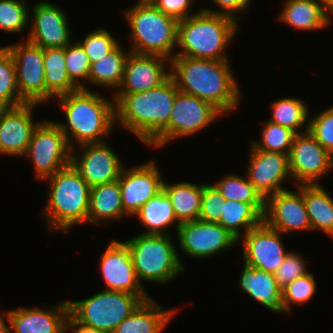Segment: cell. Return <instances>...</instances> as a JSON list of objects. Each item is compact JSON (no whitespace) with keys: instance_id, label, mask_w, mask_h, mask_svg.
Returning <instances> with one entry per match:
<instances>
[{"instance_id":"cell-1","label":"cell","mask_w":333,"mask_h":333,"mask_svg":"<svg viewBox=\"0 0 333 333\" xmlns=\"http://www.w3.org/2000/svg\"><path fill=\"white\" fill-rule=\"evenodd\" d=\"M170 65L180 92L208 101L224 114L239 105L240 89L228 60L174 56Z\"/></svg>"},{"instance_id":"cell-2","label":"cell","mask_w":333,"mask_h":333,"mask_svg":"<svg viewBox=\"0 0 333 333\" xmlns=\"http://www.w3.org/2000/svg\"><path fill=\"white\" fill-rule=\"evenodd\" d=\"M179 90L170 76L160 86L132 94H114L115 122L149 145L168 125Z\"/></svg>"},{"instance_id":"cell-3","label":"cell","mask_w":333,"mask_h":333,"mask_svg":"<svg viewBox=\"0 0 333 333\" xmlns=\"http://www.w3.org/2000/svg\"><path fill=\"white\" fill-rule=\"evenodd\" d=\"M79 89L57 97L68 124L56 122L73 149L71 134L79 145L104 142L115 125V102L107 100L98 91ZM69 125L67 128L66 126ZM70 130L68 132L67 130ZM70 133V135H69Z\"/></svg>"},{"instance_id":"cell-4","label":"cell","mask_w":333,"mask_h":333,"mask_svg":"<svg viewBox=\"0 0 333 333\" xmlns=\"http://www.w3.org/2000/svg\"><path fill=\"white\" fill-rule=\"evenodd\" d=\"M239 22L234 19L203 11L178 21L175 56L200 59L228 60L225 49L237 32Z\"/></svg>"},{"instance_id":"cell-5","label":"cell","mask_w":333,"mask_h":333,"mask_svg":"<svg viewBox=\"0 0 333 333\" xmlns=\"http://www.w3.org/2000/svg\"><path fill=\"white\" fill-rule=\"evenodd\" d=\"M49 196L44 210L51 230H67L88 220L90 187L72 164L47 178ZM66 231V232H65Z\"/></svg>"},{"instance_id":"cell-6","label":"cell","mask_w":333,"mask_h":333,"mask_svg":"<svg viewBox=\"0 0 333 333\" xmlns=\"http://www.w3.org/2000/svg\"><path fill=\"white\" fill-rule=\"evenodd\" d=\"M131 29L130 51L141 55H156L169 59L177 45L178 21L165 15L154 5H134L124 12Z\"/></svg>"},{"instance_id":"cell-7","label":"cell","mask_w":333,"mask_h":333,"mask_svg":"<svg viewBox=\"0 0 333 333\" xmlns=\"http://www.w3.org/2000/svg\"><path fill=\"white\" fill-rule=\"evenodd\" d=\"M170 234H140L124 241L132 257L139 281L168 283L184 266Z\"/></svg>"},{"instance_id":"cell-8","label":"cell","mask_w":333,"mask_h":333,"mask_svg":"<svg viewBox=\"0 0 333 333\" xmlns=\"http://www.w3.org/2000/svg\"><path fill=\"white\" fill-rule=\"evenodd\" d=\"M142 300L134 294L103 290L82 301H68L69 314L79 323L101 333H113Z\"/></svg>"},{"instance_id":"cell-9","label":"cell","mask_w":333,"mask_h":333,"mask_svg":"<svg viewBox=\"0 0 333 333\" xmlns=\"http://www.w3.org/2000/svg\"><path fill=\"white\" fill-rule=\"evenodd\" d=\"M71 148L56 122L40 121L24 156L32 158L36 179H47L71 164Z\"/></svg>"},{"instance_id":"cell-10","label":"cell","mask_w":333,"mask_h":333,"mask_svg":"<svg viewBox=\"0 0 333 333\" xmlns=\"http://www.w3.org/2000/svg\"><path fill=\"white\" fill-rule=\"evenodd\" d=\"M222 112L212 103L178 92L169 125L149 144L160 147L177 137L191 136L212 123Z\"/></svg>"},{"instance_id":"cell-11","label":"cell","mask_w":333,"mask_h":333,"mask_svg":"<svg viewBox=\"0 0 333 333\" xmlns=\"http://www.w3.org/2000/svg\"><path fill=\"white\" fill-rule=\"evenodd\" d=\"M13 57L17 86L25 103L40 104L47 101L44 76V49L26 39L25 43L5 46Z\"/></svg>"},{"instance_id":"cell-12","label":"cell","mask_w":333,"mask_h":333,"mask_svg":"<svg viewBox=\"0 0 333 333\" xmlns=\"http://www.w3.org/2000/svg\"><path fill=\"white\" fill-rule=\"evenodd\" d=\"M289 169L297 185L318 184L333 168V156L309 133L296 134L289 154Z\"/></svg>"},{"instance_id":"cell-13","label":"cell","mask_w":333,"mask_h":333,"mask_svg":"<svg viewBox=\"0 0 333 333\" xmlns=\"http://www.w3.org/2000/svg\"><path fill=\"white\" fill-rule=\"evenodd\" d=\"M177 234L182 251L197 259L221 253L238 241L219 223L199 219L180 223Z\"/></svg>"},{"instance_id":"cell-14","label":"cell","mask_w":333,"mask_h":333,"mask_svg":"<svg viewBox=\"0 0 333 333\" xmlns=\"http://www.w3.org/2000/svg\"><path fill=\"white\" fill-rule=\"evenodd\" d=\"M101 275L109 291H122L137 295L142 301L149 299L136 275L130 250L125 242L111 241L101 257Z\"/></svg>"},{"instance_id":"cell-15","label":"cell","mask_w":333,"mask_h":333,"mask_svg":"<svg viewBox=\"0 0 333 333\" xmlns=\"http://www.w3.org/2000/svg\"><path fill=\"white\" fill-rule=\"evenodd\" d=\"M80 148L84 151L77 157L71 150V164L90 188L119 179L123 166L107 141L83 144Z\"/></svg>"},{"instance_id":"cell-16","label":"cell","mask_w":333,"mask_h":333,"mask_svg":"<svg viewBox=\"0 0 333 333\" xmlns=\"http://www.w3.org/2000/svg\"><path fill=\"white\" fill-rule=\"evenodd\" d=\"M280 236L281 232L264 221L249 230L242 238L244 263L274 274L289 253L284 250Z\"/></svg>"},{"instance_id":"cell-17","label":"cell","mask_w":333,"mask_h":333,"mask_svg":"<svg viewBox=\"0 0 333 333\" xmlns=\"http://www.w3.org/2000/svg\"><path fill=\"white\" fill-rule=\"evenodd\" d=\"M297 188V192L284 190L266 199L263 221L282 234L295 230H311L303 185H298Z\"/></svg>"},{"instance_id":"cell-18","label":"cell","mask_w":333,"mask_h":333,"mask_svg":"<svg viewBox=\"0 0 333 333\" xmlns=\"http://www.w3.org/2000/svg\"><path fill=\"white\" fill-rule=\"evenodd\" d=\"M123 210L133 215L154 195L163 189V179L154 161L132 169L123 167L119 176Z\"/></svg>"},{"instance_id":"cell-19","label":"cell","mask_w":333,"mask_h":333,"mask_svg":"<svg viewBox=\"0 0 333 333\" xmlns=\"http://www.w3.org/2000/svg\"><path fill=\"white\" fill-rule=\"evenodd\" d=\"M250 151L246 177L260 194L267 199L277 192L287 190L280 184L286 177H292L288 154L258 149Z\"/></svg>"},{"instance_id":"cell-20","label":"cell","mask_w":333,"mask_h":333,"mask_svg":"<svg viewBox=\"0 0 333 333\" xmlns=\"http://www.w3.org/2000/svg\"><path fill=\"white\" fill-rule=\"evenodd\" d=\"M33 7L34 25L27 40L43 49L66 47L71 42V34L63 9L44 1Z\"/></svg>"},{"instance_id":"cell-21","label":"cell","mask_w":333,"mask_h":333,"mask_svg":"<svg viewBox=\"0 0 333 333\" xmlns=\"http://www.w3.org/2000/svg\"><path fill=\"white\" fill-rule=\"evenodd\" d=\"M167 60L161 56L131 52L126 60L122 82L114 94L138 93L160 86L170 77L171 71H165V62L170 63Z\"/></svg>"},{"instance_id":"cell-22","label":"cell","mask_w":333,"mask_h":333,"mask_svg":"<svg viewBox=\"0 0 333 333\" xmlns=\"http://www.w3.org/2000/svg\"><path fill=\"white\" fill-rule=\"evenodd\" d=\"M36 105L25 103L11 107L0 116V154L22 156L26 153L33 131L39 124L31 115Z\"/></svg>"},{"instance_id":"cell-23","label":"cell","mask_w":333,"mask_h":333,"mask_svg":"<svg viewBox=\"0 0 333 333\" xmlns=\"http://www.w3.org/2000/svg\"><path fill=\"white\" fill-rule=\"evenodd\" d=\"M53 307L50 310L38 307L8 310L4 318L13 330L10 333H65L69 316L68 301Z\"/></svg>"},{"instance_id":"cell-24","label":"cell","mask_w":333,"mask_h":333,"mask_svg":"<svg viewBox=\"0 0 333 333\" xmlns=\"http://www.w3.org/2000/svg\"><path fill=\"white\" fill-rule=\"evenodd\" d=\"M239 288L271 311L285 313L282 306V288L273 273L244 263Z\"/></svg>"},{"instance_id":"cell-25","label":"cell","mask_w":333,"mask_h":333,"mask_svg":"<svg viewBox=\"0 0 333 333\" xmlns=\"http://www.w3.org/2000/svg\"><path fill=\"white\" fill-rule=\"evenodd\" d=\"M175 313V310H163L158 303L149 298L142 301L113 333H160Z\"/></svg>"},{"instance_id":"cell-26","label":"cell","mask_w":333,"mask_h":333,"mask_svg":"<svg viewBox=\"0 0 333 333\" xmlns=\"http://www.w3.org/2000/svg\"><path fill=\"white\" fill-rule=\"evenodd\" d=\"M127 215L123 210L119 180L90 188L88 223L121 219Z\"/></svg>"},{"instance_id":"cell-27","label":"cell","mask_w":333,"mask_h":333,"mask_svg":"<svg viewBox=\"0 0 333 333\" xmlns=\"http://www.w3.org/2000/svg\"><path fill=\"white\" fill-rule=\"evenodd\" d=\"M282 9L279 19L300 30H319L331 21L318 0H287Z\"/></svg>"},{"instance_id":"cell-28","label":"cell","mask_w":333,"mask_h":333,"mask_svg":"<svg viewBox=\"0 0 333 333\" xmlns=\"http://www.w3.org/2000/svg\"><path fill=\"white\" fill-rule=\"evenodd\" d=\"M163 189L172 203L175 217L179 223L195 221L199 218L203 184L197 185L190 182L169 184L164 182Z\"/></svg>"},{"instance_id":"cell-29","label":"cell","mask_w":333,"mask_h":333,"mask_svg":"<svg viewBox=\"0 0 333 333\" xmlns=\"http://www.w3.org/2000/svg\"><path fill=\"white\" fill-rule=\"evenodd\" d=\"M134 215L138 216L142 224L148 228V231L142 234L165 235L167 234L165 229L172 223L177 224L176 231L180 225L164 189L150 198Z\"/></svg>"},{"instance_id":"cell-30","label":"cell","mask_w":333,"mask_h":333,"mask_svg":"<svg viewBox=\"0 0 333 333\" xmlns=\"http://www.w3.org/2000/svg\"><path fill=\"white\" fill-rule=\"evenodd\" d=\"M43 68L47 100L79 90L69 78L66 70L65 47L44 49Z\"/></svg>"},{"instance_id":"cell-31","label":"cell","mask_w":333,"mask_h":333,"mask_svg":"<svg viewBox=\"0 0 333 333\" xmlns=\"http://www.w3.org/2000/svg\"><path fill=\"white\" fill-rule=\"evenodd\" d=\"M311 231L322 230L333 238V198L319 184L303 185Z\"/></svg>"},{"instance_id":"cell-32","label":"cell","mask_w":333,"mask_h":333,"mask_svg":"<svg viewBox=\"0 0 333 333\" xmlns=\"http://www.w3.org/2000/svg\"><path fill=\"white\" fill-rule=\"evenodd\" d=\"M222 212L218 223L238 241L242 235L263 222V216L251 204L245 202L224 199ZM241 227H245L243 234L239 230Z\"/></svg>"},{"instance_id":"cell-33","label":"cell","mask_w":333,"mask_h":333,"mask_svg":"<svg viewBox=\"0 0 333 333\" xmlns=\"http://www.w3.org/2000/svg\"><path fill=\"white\" fill-rule=\"evenodd\" d=\"M120 44L102 59L91 63L88 81L104 87L118 89L125 71L126 60L131 53L124 52Z\"/></svg>"},{"instance_id":"cell-34","label":"cell","mask_w":333,"mask_h":333,"mask_svg":"<svg viewBox=\"0 0 333 333\" xmlns=\"http://www.w3.org/2000/svg\"><path fill=\"white\" fill-rule=\"evenodd\" d=\"M214 185L223 195L224 199L251 204L263 217L266 209V199L247 179L239 175H228Z\"/></svg>"},{"instance_id":"cell-35","label":"cell","mask_w":333,"mask_h":333,"mask_svg":"<svg viewBox=\"0 0 333 333\" xmlns=\"http://www.w3.org/2000/svg\"><path fill=\"white\" fill-rule=\"evenodd\" d=\"M272 118L268 121L289 128L296 134H299V128L305 125V132L308 131V124H305L308 118V107L303 101L297 98H282L272 103Z\"/></svg>"},{"instance_id":"cell-36","label":"cell","mask_w":333,"mask_h":333,"mask_svg":"<svg viewBox=\"0 0 333 333\" xmlns=\"http://www.w3.org/2000/svg\"><path fill=\"white\" fill-rule=\"evenodd\" d=\"M0 100L8 108L25 104L18 91L13 57L5 47H0Z\"/></svg>"},{"instance_id":"cell-37","label":"cell","mask_w":333,"mask_h":333,"mask_svg":"<svg viewBox=\"0 0 333 333\" xmlns=\"http://www.w3.org/2000/svg\"><path fill=\"white\" fill-rule=\"evenodd\" d=\"M261 143L252 141V149L289 154L296 133L271 121L265 122Z\"/></svg>"},{"instance_id":"cell-38","label":"cell","mask_w":333,"mask_h":333,"mask_svg":"<svg viewBox=\"0 0 333 333\" xmlns=\"http://www.w3.org/2000/svg\"><path fill=\"white\" fill-rule=\"evenodd\" d=\"M65 66L71 81L79 88L89 90L88 87L79 82V79L88 81L91 62L86 55L82 45L77 41L76 43H69L65 47ZM79 78V79H78ZM87 79V80H86Z\"/></svg>"},{"instance_id":"cell-39","label":"cell","mask_w":333,"mask_h":333,"mask_svg":"<svg viewBox=\"0 0 333 333\" xmlns=\"http://www.w3.org/2000/svg\"><path fill=\"white\" fill-rule=\"evenodd\" d=\"M315 291L316 282L313 274L309 272L287 284L282 288V306L285 313L290 312L292 304L301 305L309 302Z\"/></svg>"},{"instance_id":"cell-40","label":"cell","mask_w":333,"mask_h":333,"mask_svg":"<svg viewBox=\"0 0 333 333\" xmlns=\"http://www.w3.org/2000/svg\"><path fill=\"white\" fill-rule=\"evenodd\" d=\"M23 0H0V29L8 33L23 31L29 22V10Z\"/></svg>"},{"instance_id":"cell-41","label":"cell","mask_w":333,"mask_h":333,"mask_svg":"<svg viewBox=\"0 0 333 333\" xmlns=\"http://www.w3.org/2000/svg\"><path fill=\"white\" fill-rule=\"evenodd\" d=\"M82 41L79 43L91 63L102 59L119 45L118 41L106 29H96Z\"/></svg>"},{"instance_id":"cell-42","label":"cell","mask_w":333,"mask_h":333,"mask_svg":"<svg viewBox=\"0 0 333 333\" xmlns=\"http://www.w3.org/2000/svg\"><path fill=\"white\" fill-rule=\"evenodd\" d=\"M310 120L309 133L333 156V106Z\"/></svg>"},{"instance_id":"cell-43","label":"cell","mask_w":333,"mask_h":333,"mask_svg":"<svg viewBox=\"0 0 333 333\" xmlns=\"http://www.w3.org/2000/svg\"><path fill=\"white\" fill-rule=\"evenodd\" d=\"M224 197L215 185L204 184L199 220L218 223Z\"/></svg>"},{"instance_id":"cell-44","label":"cell","mask_w":333,"mask_h":333,"mask_svg":"<svg viewBox=\"0 0 333 333\" xmlns=\"http://www.w3.org/2000/svg\"><path fill=\"white\" fill-rule=\"evenodd\" d=\"M305 261L295 252H289L283 263L278 267L274 273L275 279L281 288L291 283L297 277L303 276L308 273Z\"/></svg>"},{"instance_id":"cell-45","label":"cell","mask_w":333,"mask_h":333,"mask_svg":"<svg viewBox=\"0 0 333 333\" xmlns=\"http://www.w3.org/2000/svg\"><path fill=\"white\" fill-rule=\"evenodd\" d=\"M192 1L194 0H158L154 6L165 15L180 21L192 16L188 11Z\"/></svg>"},{"instance_id":"cell-46","label":"cell","mask_w":333,"mask_h":333,"mask_svg":"<svg viewBox=\"0 0 333 333\" xmlns=\"http://www.w3.org/2000/svg\"><path fill=\"white\" fill-rule=\"evenodd\" d=\"M216 5L220 6V11H215L212 9H205L202 10L211 14H219L230 17L235 21H239L241 19L240 16L235 14L236 12L240 13L243 10L248 9L251 0H212ZM223 9V10H222ZM237 15V16H236Z\"/></svg>"},{"instance_id":"cell-47","label":"cell","mask_w":333,"mask_h":333,"mask_svg":"<svg viewBox=\"0 0 333 333\" xmlns=\"http://www.w3.org/2000/svg\"><path fill=\"white\" fill-rule=\"evenodd\" d=\"M73 329L72 333H101L95 329L77 322L70 314L66 321V329Z\"/></svg>"},{"instance_id":"cell-48","label":"cell","mask_w":333,"mask_h":333,"mask_svg":"<svg viewBox=\"0 0 333 333\" xmlns=\"http://www.w3.org/2000/svg\"><path fill=\"white\" fill-rule=\"evenodd\" d=\"M322 7L329 13L333 14V0H318Z\"/></svg>"},{"instance_id":"cell-49","label":"cell","mask_w":333,"mask_h":333,"mask_svg":"<svg viewBox=\"0 0 333 333\" xmlns=\"http://www.w3.org/2000/svg\"><path fill=\"white\" fill-rule=\"evenodd\" d=\"M4 321V318L2 317L0 313V333H10V327L8 328L9 325H7Z\"/></svg>"},{"instance_id":"cell-50","label":"cell","mask_w":333,"mask_h":333,"mask_svg":"<svg viewBox=\"0 0 333 333\" xmlns=\"http://www.w3.org/2000/svg\"><path fill=\"white\" fill-rule=\"evenodd\" d=\"M158 0H139L137 5H155Z\"/></svg>"},{"instance_id":"cell-51","label":"cell","mask_w":333,"mask_h":333,"mask_svg":"<svg viewBox=\"0 0 333 333\" xmlns=\"http://www.w3.org/2000/svg\"><path fill=\"white\" fill-rule=\"evenodd\" d=\"M8 109V107L0 100V116Z\"/></svg>"}]
</instances>
